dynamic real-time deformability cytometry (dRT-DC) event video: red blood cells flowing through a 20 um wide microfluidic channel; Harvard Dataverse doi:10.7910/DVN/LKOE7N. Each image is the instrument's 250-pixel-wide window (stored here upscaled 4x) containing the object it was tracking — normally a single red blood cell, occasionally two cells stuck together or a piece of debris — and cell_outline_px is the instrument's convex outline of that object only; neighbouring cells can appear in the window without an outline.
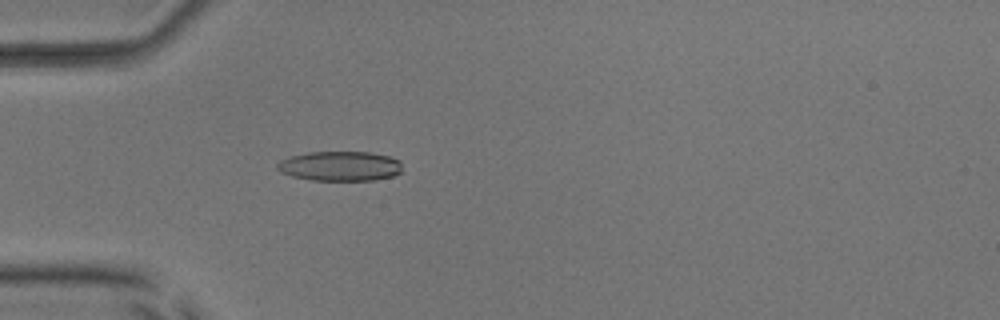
{"species": "common noctule bat (a hibernating species)", "species_latin": "Nyctalus noctula", "temperature_condition": "room temperature", "stored_images_in_passage": 54, "camera_frame_rate_fps": 3000, "um_per_image_px": 0.085, "animal": {"sex": "male", "body_mass_g": 17.9, "forearm_length_mm": 54.2}, "frame": {"image": 1, "passage_image": 17, "time_ms": 5.333, "image_size_px": [1000, 320], "cell_outline_px": [[400, 172], [392, 176], [376, 180], [312, 180], [292, 176], [280, 172], [276, 168], [276, 164], [280, 160], [292, 156], [308, 152], [368, 152], [388, 156], [400, 160]], "centroid_in_image_um": [28.88, 14.12], "position_along_channel_um": 56.1, "area_um2": 21.56}}
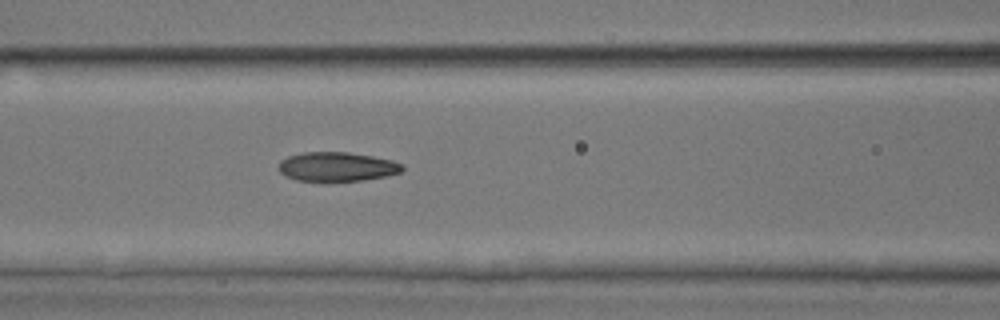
{"frame": {"image": 2, "passage_image": 24, "time_ms": 7.667, "image_size_px": [1000, 320], "cell_outline_px": [[404, 168], [400, 172], [384, 176], [364, 180], [296, 180], [284, 176], [280, 172], [280, 160], [288, 156], [304, 152], [348, 152], [372, 156], [392, 160], [404, 164]], "centroid_in_image_um": [28.65, 14.15], "position_along_channel_um": 138.0, "area_um2": 20.81}}
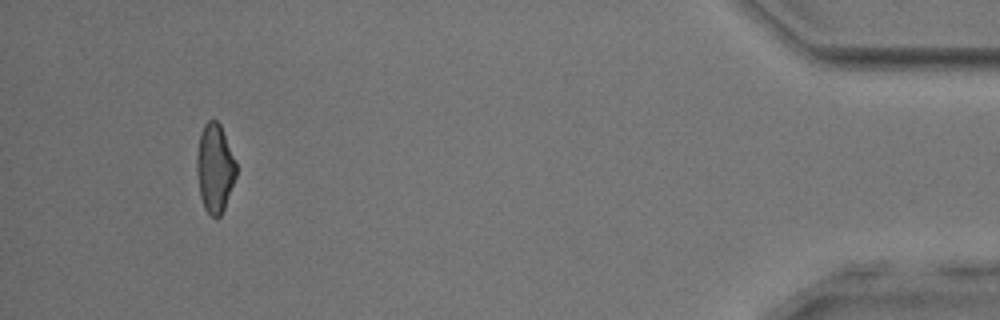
{"frame": {"image": 3, "passage_image": 51, "time_ms": 16.667, "image_size_px": [1000, 320], "cell_outline_px": [[236, 176], [224, 208], [220, 216], [216, 220], [204, 208], [200, 196], [196, 172], [196, 160], [200, 132], [204, 124], [208, 120], [216, 120], [220, 124], [236, 160]], "centroid_in_image_um": [18.25, 14.29], "position_along_channel_um": 416.9, "area_um2": 20.46}, "authors_computed_cell_mechanics": {"area_um2": 21.4149, "velocity_mm_per_s": 3.8572, "shape_relaxation_time_tau1_ms": 6.5998, "shape_relaxation_time_tau2_ms": 2.3192, "deformation_change_tau1": 0.1836, "deformation_change_tau2": 0.0891}}